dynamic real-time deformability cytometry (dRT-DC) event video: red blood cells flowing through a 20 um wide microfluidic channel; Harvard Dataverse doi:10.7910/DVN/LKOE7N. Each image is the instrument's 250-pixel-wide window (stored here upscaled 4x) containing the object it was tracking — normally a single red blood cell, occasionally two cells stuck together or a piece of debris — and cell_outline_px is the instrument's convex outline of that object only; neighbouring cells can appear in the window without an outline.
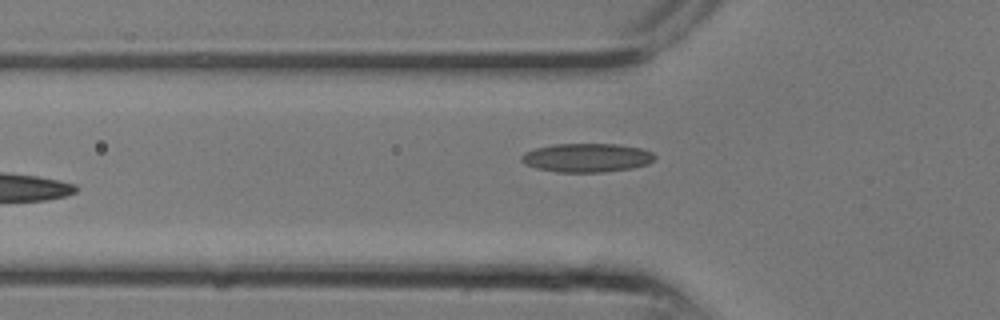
{"species": "common noctule bat (a hibernating species)", "species_latin": "Nyctalus noctula", "temperature_condition": "room temperature", "stored_images_in_passage": 9, "camera_frame_rate_fps": 3000, "um_per_image_px": 0.085, "animal": {"sex": "male", "body_mass_g": 13.3}, "frame": {"image": 1, "passage_image": 9, "time_ms": 2.667, "image_size_px": [1000, 320], "cell_outline_px": [[656, 156], [648, 164], [632, 168], [604, 172], [556, 172], [536, 168], [524, 164], [520, 160], [520, 156], [524, 152], [536, 148], [552, 144], [616, 144], [640, 148], [652, 152]], "centroid_in_image_um": [49.84, 13.41], "position_along_channel_um": 76.0, "area_um2": 22.43}}